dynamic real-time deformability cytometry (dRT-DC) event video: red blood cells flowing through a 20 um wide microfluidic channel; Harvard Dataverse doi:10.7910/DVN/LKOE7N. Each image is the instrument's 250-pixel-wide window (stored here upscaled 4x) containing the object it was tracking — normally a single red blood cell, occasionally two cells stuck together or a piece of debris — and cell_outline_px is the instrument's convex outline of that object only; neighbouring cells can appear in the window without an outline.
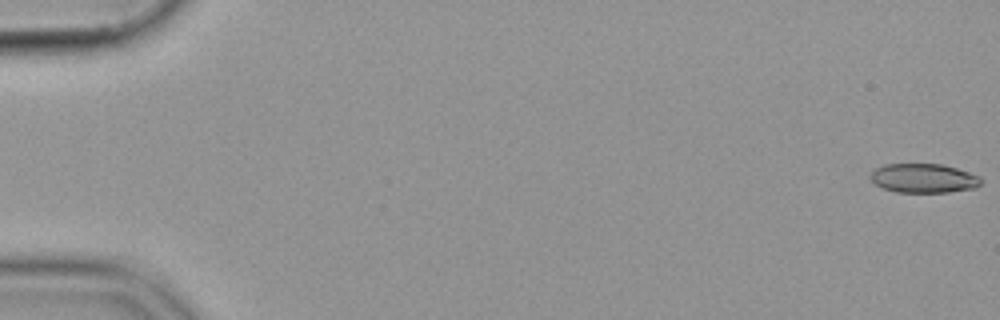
{"species": "common noctule bat (a hibernating species)", "species_latin": "Nyctalus noctula", "temperature_condition": "cold", "stored_images_in_passage": 55, "camera_frame_rate_fps": 3000, "um_per_image_px": 0.085, "animal": {"sex": "female", "body_mass_g": 19.9}, "frame": {"image": 1, "passage_image": 1, "time_ms": 0.0, "image_size_px": [1000, 320], "cell_outline_px": [[980, 184], [976, 188], [948, 192], [896, 192], [880, 188], [868, 176], [876, 168], [884, 164], [940, 164], [956, 168], [980, 176]], "centroid_in_image_um": [78.48, 15.15], "position_along_channel_um": 6.5, "area_um2": 18.79}}
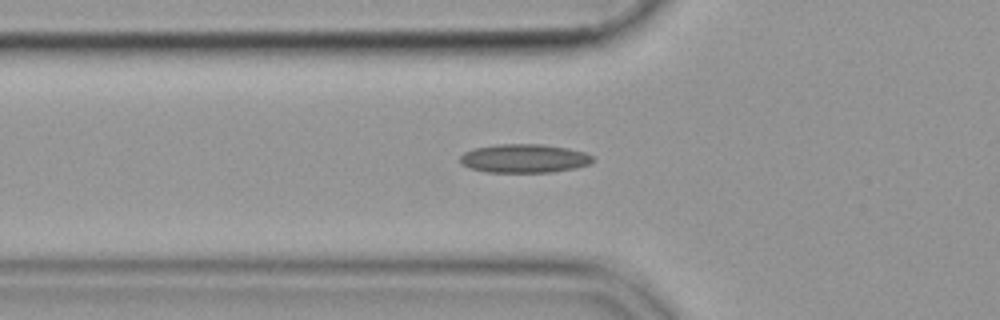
{"frame": {"image": 2, "passage_image": 20, "time_ms": 6.333, "image_size_px": [1000, 320], "cell_outline_px": [[592, 160], [588, 164], [572, 168], [552, 172], [488, 172], [472, 168], [464, 164], [460, 160], [460, 156], [464, 152], [476, 148], [496, 144], [544, 144], [568, 148], [584, 152], [592, 156]], "centroid_in_image_um": [44.55, 13.45], "position_along_channel_um": 81.2, "area_um2": 21.85}}
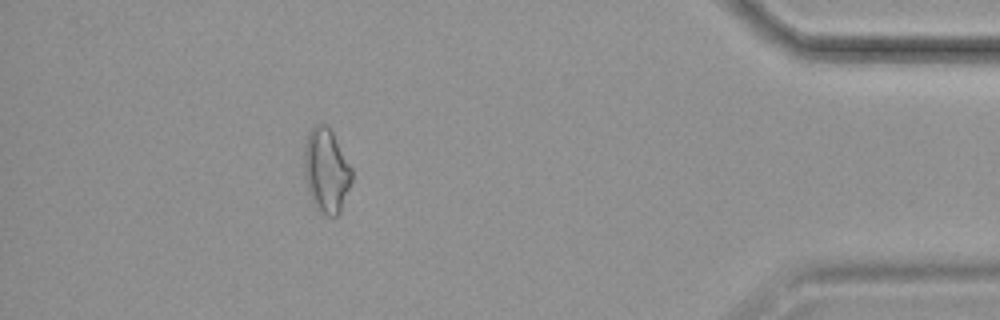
{"frame": {"image": 3, "passage_image": 50, "time_ms": 16.333, "image_size_px": [1000, 320], "cell_outline_px": [[352, 180], [340, 212], [336, 216], [328, 216], [312, 200], [304, 176], [304, 148], [308, 132], [316, 124], [324, 124], [332, 132], [352, 168]], "centroid_in_image_um": [27.74, 14.47], "position_along_channel_um": 407.5, "area_um2": 22.89}}